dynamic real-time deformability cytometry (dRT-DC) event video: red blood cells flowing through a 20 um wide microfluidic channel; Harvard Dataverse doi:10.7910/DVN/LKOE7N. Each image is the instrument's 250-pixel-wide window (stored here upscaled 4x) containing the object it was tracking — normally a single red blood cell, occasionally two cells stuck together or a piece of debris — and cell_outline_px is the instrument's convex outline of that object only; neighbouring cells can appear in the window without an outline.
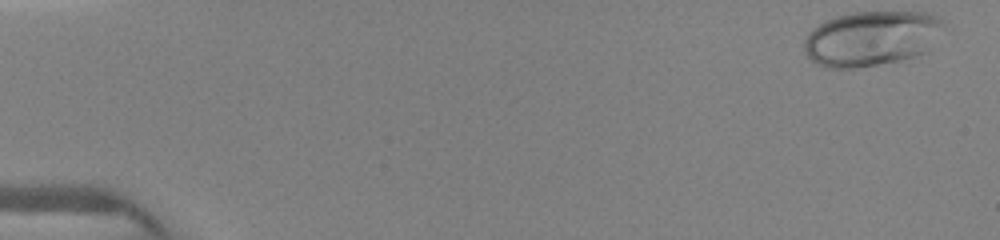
{"species": "human", "species_latin": "Homo sapiens", "temperature_condition": "warm", "stored_images_in_passage": 8, "camera_frame_rate_fps": 3000, "um_per_image_px": 0.085, "donor": {"sex": "female"}, "frame": {"image": 1, "passage_image": 1, "time_ms": 0.0, "image_size_px": [1000, 240], "cell_outline_px": [[944, 24], [928, 52], [916, 56], [900, 60], [856, 68], [828, 68], [816, 64], [804, 52], [804, 40], [812, 28], [824, 20], [836, 16], [856, 12], [928, 12], [940, 16]], "centroid_in_image_um": [74.07, 3.26], "position_along_channel_um": 10.9, "area_um2": 44.97}}